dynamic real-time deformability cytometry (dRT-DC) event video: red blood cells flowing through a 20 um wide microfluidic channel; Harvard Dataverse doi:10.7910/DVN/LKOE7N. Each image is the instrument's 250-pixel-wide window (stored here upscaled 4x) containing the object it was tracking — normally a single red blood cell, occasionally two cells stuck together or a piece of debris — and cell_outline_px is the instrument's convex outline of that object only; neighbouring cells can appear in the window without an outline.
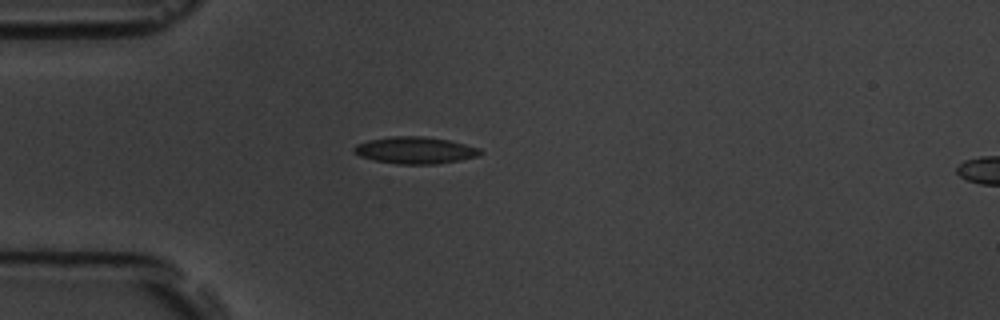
{"species": "common noctule bat (a hibernating species)", "species_latin": "Nyctalus noctula", "temperature_condition": "room temperature", "stored_images_in_passage": 1, "camera_frame_rate_fps": 3000, "um_per_image_px": 0.085, "animal": {"sex": "male", "body_mass_g": 19.5, "forearm_length_mm": 54.6}, "frame": {"image": 1, "passage_image": 1, "time_ms": 0.0, "image_size_px": [1000, 320], "cell_outline_px": [[484, 152], [480, 156], [460, 160], [436, 164], [396, 164], [372, 160], [360, 156], [352, 152], [352, 148], [356, 144], [368, 140], [392, 136], [424, 136], [448, 140], [480, 148]], "centroid_in_image_um": [35.27, 12.78], "position_along_channel_um": 49.7, "area_um2": 20.0}}